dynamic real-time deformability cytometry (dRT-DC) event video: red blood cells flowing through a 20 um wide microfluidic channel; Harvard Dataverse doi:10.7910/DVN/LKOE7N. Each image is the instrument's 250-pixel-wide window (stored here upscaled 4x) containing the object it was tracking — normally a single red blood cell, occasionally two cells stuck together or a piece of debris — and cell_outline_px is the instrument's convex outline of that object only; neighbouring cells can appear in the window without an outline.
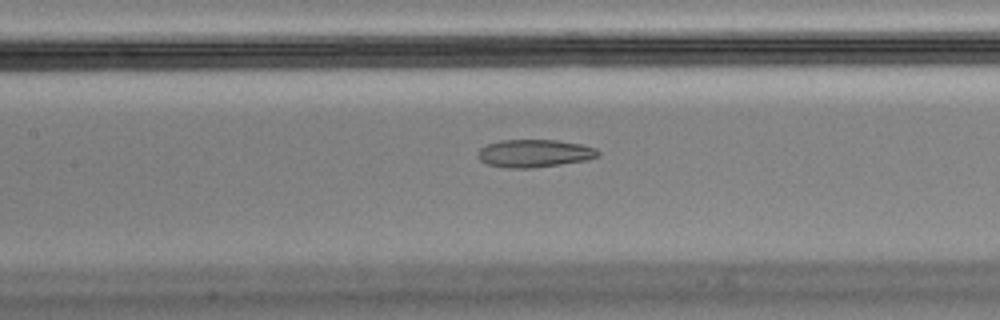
{"species": "Egyptian fruit bat (a non-hibernating species)", "species_latin": "Rousettus aegyptiacus", "temperature_condition": "cold", "stored_images_in_passage": 43, "segment_of_instrument_passage": [1, 2], "camera_frame_rate_fps": 3000, "um_per_image_px": 0.085, "animal": {"sex": "male"}, "frame": {"image": 1, "passage_image": 13, "time_ms": 4.0, "image_size_px": [1000, 320], "cell_outline_px": [[600, 156], [588, 160], [532, 168], [508, 168], [488, 164], [480, 160], [476, 156], [476, 152], [480, 148], [488, 144], [500, 140], [556, 140], [580, 144], [596, 148], [600, 152]], "centroid_in_image_um": [45.42, 13.03], "position_along_channel_um": 162.0, "area_um2": 19.54}}